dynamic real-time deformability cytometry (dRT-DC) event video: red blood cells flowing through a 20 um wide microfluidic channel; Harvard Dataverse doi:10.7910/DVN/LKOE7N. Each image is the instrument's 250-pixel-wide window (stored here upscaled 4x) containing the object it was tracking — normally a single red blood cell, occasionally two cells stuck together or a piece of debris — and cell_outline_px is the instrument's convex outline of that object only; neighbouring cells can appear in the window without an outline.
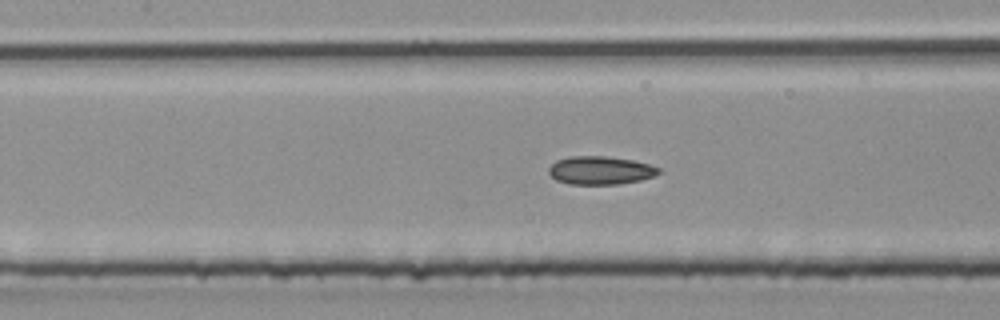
{"species": "common noctule bat (a hibernating species)", "species_latin": "Nyctalus noctula", "temperature_condition": "room temperature", "stored_images_in_passage": 47, "camera_frame_rate_fps": 3000, "um_per_image_px": 0.085, "animal": {"sex": "male", "body_mass_g": 20.4}, "frame": {"image": 1, "passage_image": 21, "time_ms": 6.667, "image_size_px": [1000, 320], "cell_outline_px": [[660, 172], [656, 176], [640, 180], [620, 184], [568, 184], [556, 180], [548, 172], [548, 168], [556, 160], [568, 156], [608, 156], [632, 160], [648, 164], [660, 168]], "centroid_in_image_um": [51.02, 14.48], "position_along_channel_um": 156.4, "area_um2": 18.21}}
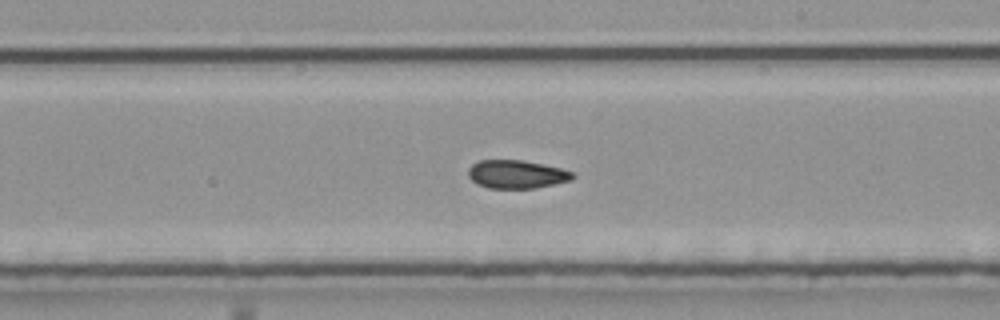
{"frame": {"image": 2, "passage_image": 27, "time_ms": 8.667, "image_size_px": [1000, 320], "cell_outline_px": [[576, 176], [572, 180], [556, 184], [536, 188], [488, 188], [476, 184], [468, 176], [468, 168], [476, 160], [524, 160], [560, 168], [572, 172]], "centroid_in_image_um": [43.9, 14.81], "position_along_channel_um": 245.1, "area_um2": 17.4}}